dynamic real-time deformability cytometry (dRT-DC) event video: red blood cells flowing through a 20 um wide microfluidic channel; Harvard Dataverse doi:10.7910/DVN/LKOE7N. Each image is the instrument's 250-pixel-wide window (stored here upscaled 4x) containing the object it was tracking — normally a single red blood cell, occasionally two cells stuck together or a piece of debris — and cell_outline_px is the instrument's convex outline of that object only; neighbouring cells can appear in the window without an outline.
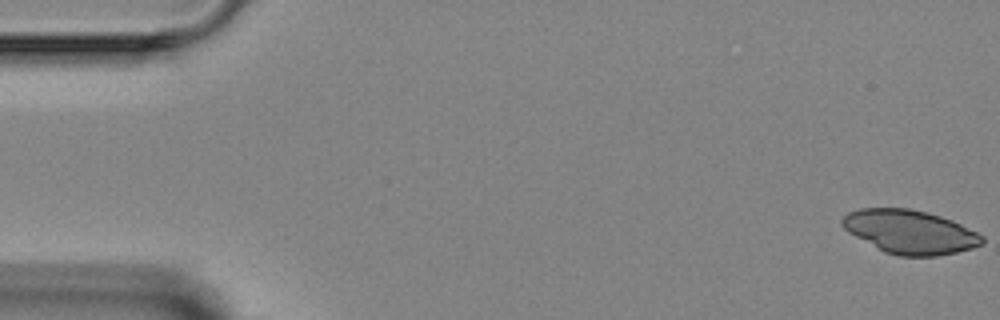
{"species": "Egyptian fruit bat (a non-hibernating species)", "species_latin": "Rousettus aegyptiacus", "temperature_condition": "room temperature", "stored_images_in_passage": 4, "camera_frame_rate_fps": 3000, "um_per_image_px": 0.085, "animal": {"sex": "female"}, "frame": {"image": 1, "passage_image": 1, "time_ms": 0.0, "image_size_px": [1000, 320], "cell_outline_px": [[984, 244], [972, 248], [956, 252], [936, 256], [900, 256], [884, 252], [876, 248], [848, 232], [840, 224], [840, 220], [848, 212], [860, 208], [908, 208], [928, 212], [952, 220], [984, 236]], "centroid_in_image_um": [77.33, 19.7], "position_along_channel_um": 7.7, "area_um2": 35.72}}